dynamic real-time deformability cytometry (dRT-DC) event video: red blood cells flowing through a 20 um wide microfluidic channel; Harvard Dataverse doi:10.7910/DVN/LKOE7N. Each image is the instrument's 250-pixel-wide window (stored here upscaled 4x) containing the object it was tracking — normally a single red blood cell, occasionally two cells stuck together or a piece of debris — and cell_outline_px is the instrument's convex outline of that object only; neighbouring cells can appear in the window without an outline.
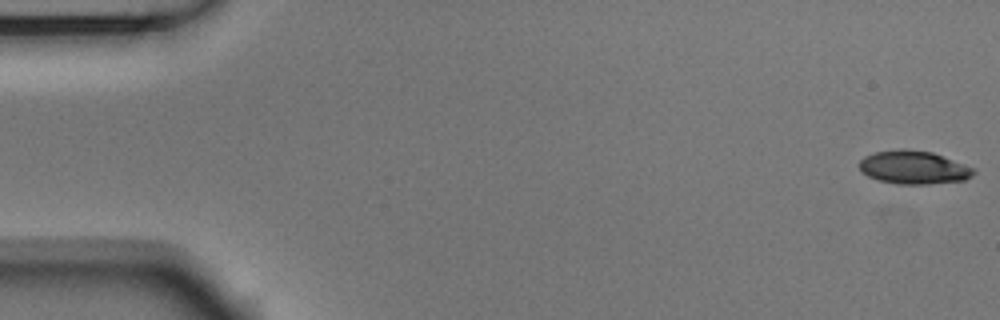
{"species": "Egyptian fruit bat (a non-hibernating species)", "species_latin": "Rousettus aegyptiacus", "temperature_condition": "room temperature", "stored_images_in_passage": 15, "camera_frame_rate_fps": 3000, "um_per_image_px": 0.085, "animal": {"sex": "male"}, "frame": {"image": 1, "passage_image": 1, "time_ms": 0.0, "image_size_px": [1000, 320], "cell_outline_px": [[976, 172], [972, 176], [964, 180], [928, 184], [896, 184], [880, 180], [868, 176], [860, 168], [860, 160], [864, 156], [876, 152], [900, 148], [904, 148], [932, 152], [972, 168]], "centroid_in_image_um": [77.64, 14.22], "position_along_channel_um": 7.4, "area_um2": 21.91}}
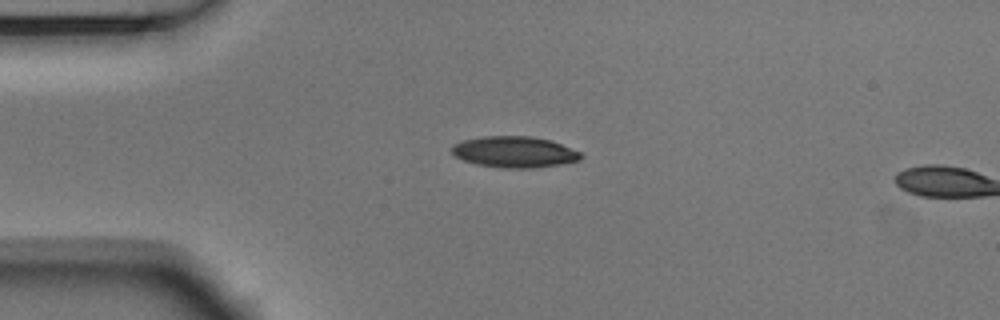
{"frame": {"image": 2, "passage_image": 13, "time_ms": 4.0, "image_size_px": [1000, 320], "cell_outline_px": [[584, 156], [580, 160], [560, 164], [532, 168], [500, 168], [476, 164], [464, 160], [456, 156], [452, 152], [452, 144], [464, 140], [484, 136], [532, 136], [552, 140], [580, 152]], "centroid_in_image_um": [43.74, 12.91], "position_along_channel_um": 41.3, "area_um2": 23.47}}